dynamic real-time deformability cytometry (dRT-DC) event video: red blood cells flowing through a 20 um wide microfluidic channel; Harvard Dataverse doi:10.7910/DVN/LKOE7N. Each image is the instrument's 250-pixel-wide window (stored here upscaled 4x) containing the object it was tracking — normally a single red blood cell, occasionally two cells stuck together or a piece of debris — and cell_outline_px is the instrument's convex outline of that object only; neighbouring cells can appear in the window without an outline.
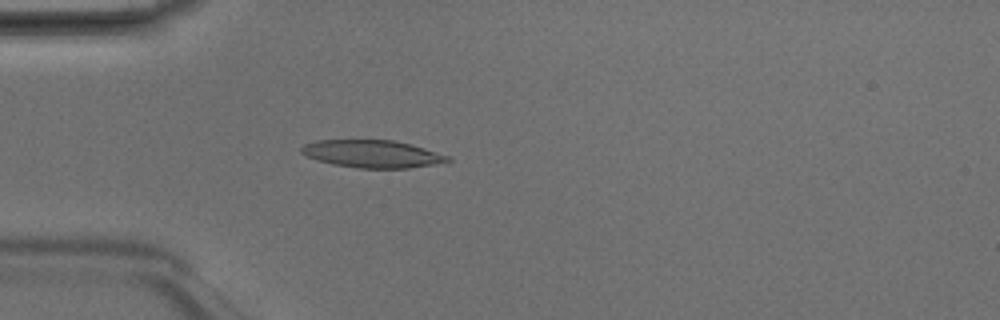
{"species": "Egyptian fruit bat (a non-hibernating species)", "species_latin": "Rousettus aegyptiacus", "temperature_condition": "room temperature", "stored_images_in_passage": 36, "camera_frame_rate_fps": 3000, "um_per_image_px": 0.085, "animal": {"sex": "male"}, "frame": {"image": 1, "passage_image": 2, "time_ms": 0.333, "image_size_px": [1000, 320], "cell_outline_px": [[452, 160], [432, 164], [408, 168], [356, 168], [332, 164], [316, 160], [300, 152], [300, 148], [304, 144], [316, 140], [392, 140], [424, 148], [452, 156]], "centroid_in_image_um": [31.62, 13.08], "position_along_channel_um": 53.4, "area_um2": 23.41}}
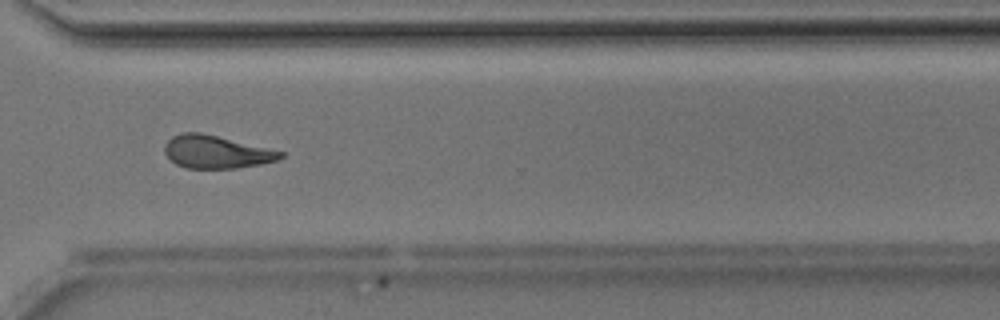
{"frame": {"image": 2, "passage_image": 24, "time_ms": 7.667, "image_size_px": [1000, 320], "cell_outline_px": [[284, 156], [276, 160], [260, 164], [236, 168], [184, 168], [176, 164], [164, 152], [164, 144], [172, 136], [184, 132], [200, 132], [284, 152]], "centroid_in_image_um": [18.34, 12.91], "position_along_channel_um": 352.3, "area_um2": 21.91}}
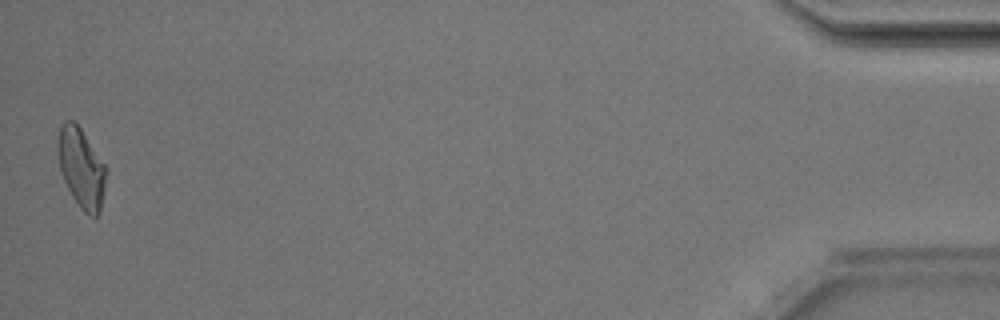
{"frame": {"image": 3, "passage_image": 36, "time_ms": 11.667, "image_size_px": [1000, 320], "cell_outline_px": [[108, 172], [100, 212], [96, 216], [88, 216], [80, 208], [72, 196], [64, 180], [60, 168], [60, 128], [64, 120], [72, 120], [80, 128], [108, 168]], "centroid_in_image_um": [6.98, 14.34], "position_along_channel_um": 428.2, "area_um2": 21.96}, "authors_computed_cell_mechanics": {"area_um2": 22.4264, "velocity_mm_per_s": 4.1904, "shape_relaxation_time_tau1_ms": 8.9304, "shape_relaxation_time_tau2_ms": 3.7445, "deformation_change_tau1": 0.2344, "deformation_change_tau2": 0.1185}}